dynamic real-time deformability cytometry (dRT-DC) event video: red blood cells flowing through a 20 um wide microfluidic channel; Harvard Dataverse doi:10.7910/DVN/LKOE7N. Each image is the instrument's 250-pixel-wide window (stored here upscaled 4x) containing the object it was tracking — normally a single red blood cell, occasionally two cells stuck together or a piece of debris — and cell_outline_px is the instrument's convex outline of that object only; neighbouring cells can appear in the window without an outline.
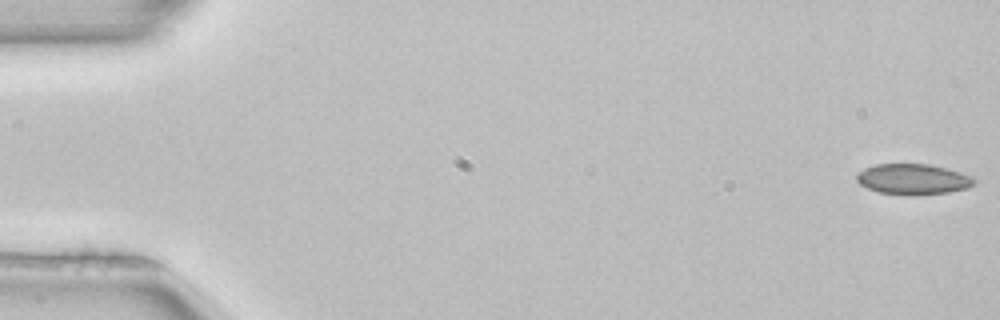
{"species": "common noctule bat (a hibernating species)", "species_latin": "Nyctalus noctula", "temperature_condition": "room temperature", "stored_images_in_passage": 51, "camera_frame_rate_fps": 3000, "um_per_image_px": 0.085, "animal": {"sex": "female", "body_mass_g": 22.7, "forearm_length_mm": 54.2}, "frame": {"image": 1, "passage_image": 1, "time_ms": 0.0, "image_size_px": [1000, 320], "cell_outline_px": [[976, 180], [968, 188], [948, 192], [916, 196], [908, 196], [880, 192], [868, 188], [860, 184], [856, 180], [856, 172], [864, 168], [876, 164], [928, 164], [944, 168], [972, 176]], "centroid_in_image_um": [77.57, 15.24], "position_along_channel_um": 7.4, "area_um2": 21.04}}
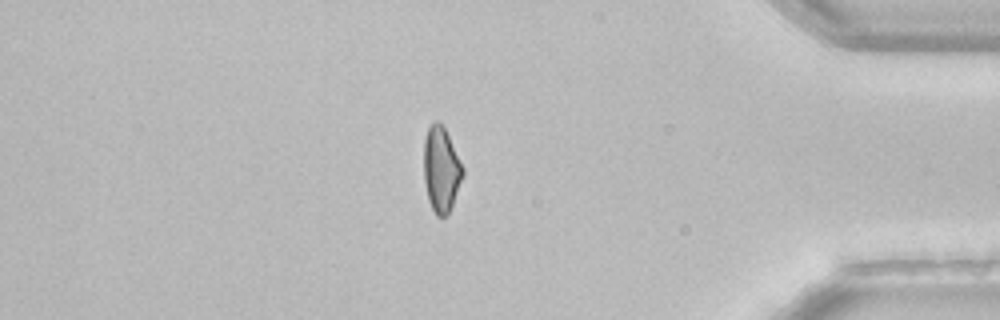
{"frame": {"image": 2, "passage_image": 44, "time_ms": 14.333, "image_size_px": [1000, 320], "cell_outline_px": [[464, 176], [452, 204], [448, 212], [444, 216], [436, 216], [428, 200], [424, 184], [424, 140], [428, 128], [436, 120], [444, 128], [464, 168]], "centroid_in_image_um": [37.49, 14.42], "position_along_channel_um": 397.7, "area_um2": 19.13}}
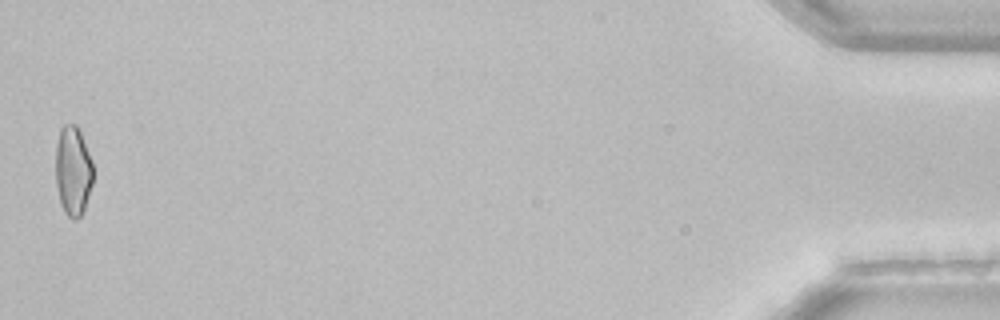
{"frame": {"image": 3, "passage_image": 51, "time_ms": 16.667, "image_size_px": [1000, 320], "cell_outline_px": [[92, 184], [84, 208], [80, 216], [76, 220], [72, 220], [64, 212], [60, 204], [56, 184], [56, 144], [60, 128], [64, 124], [76, 124], [80, 132], [92, 160]], "centroid_in_image_um": [6.19, 14.52], "position_along_channel_um": 429.0, "area_um2": 19.54}, "authors_computed_cell_mechanics": {"area_um2": 20.9236, "velocity_mm_per_s": 4.0119, "shape_relaxation_time_tau1_ms": null, "shape_relaxation_time_tau2_ms": 2.5392, "deformation_change_tau1": null, "deformation_change_tau2": 0.0605}}